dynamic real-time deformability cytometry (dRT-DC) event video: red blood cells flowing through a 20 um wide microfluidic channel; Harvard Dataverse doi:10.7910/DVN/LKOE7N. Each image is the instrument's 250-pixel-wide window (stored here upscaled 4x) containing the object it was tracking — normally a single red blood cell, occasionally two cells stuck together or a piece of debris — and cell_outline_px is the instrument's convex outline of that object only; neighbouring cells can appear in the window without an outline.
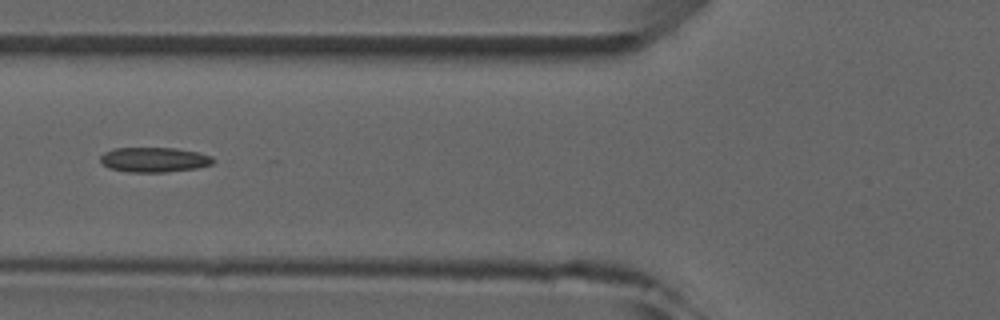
{"species": "common noctule bat (a hibernating species)", "species_latin": "Nyctalus noctula", "temperature_condition": "room temperature", "stored_images_in_passage": 2, "camera_frame_rate_fps": 3000, "um_per_image_px": 0.085, "animal": {"sex": "male", "forearm_length_mm": 52.5}, "frame": {"image": 1, "passage_image": 2, "time_ms": 1.0, "image_size_px": [1000, 320], "cell_outline_px": [[216, 160], [212, 164], [196, 168], [164, 172], [128, 172], [108, 168], [100, 160], [100, 156], [104, 152], [112, 148], [176, 148], [196, 152], [212, 156]], "centroid_in_image_um": [13.09, 13.57], "position_along_channel_um": 112.7, "area_um2": 16.36}}